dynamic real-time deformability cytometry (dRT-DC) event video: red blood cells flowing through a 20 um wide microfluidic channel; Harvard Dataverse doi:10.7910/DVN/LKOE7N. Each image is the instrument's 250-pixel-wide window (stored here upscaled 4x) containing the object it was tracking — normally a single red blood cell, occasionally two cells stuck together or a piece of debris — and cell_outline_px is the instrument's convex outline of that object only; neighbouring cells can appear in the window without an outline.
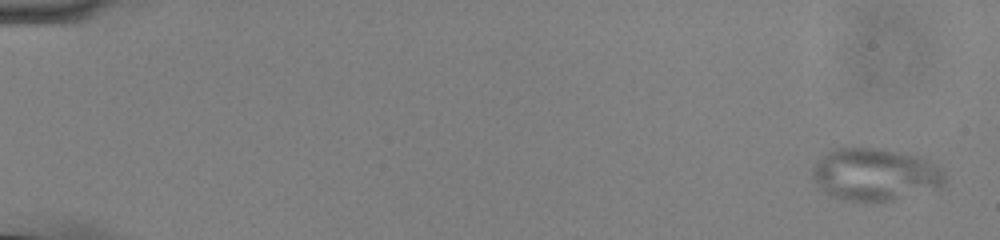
{"species": "common noctule bat (a hibernating species)", "species_latin": "Nyctalus noctula", "temperature_condition": "cold", "stored_images_in_passage": 8, "camera_frame_rate_fps": 3000, "um_per_image_px": 0.085, "animal": {"sex": "male", "body_mass_g": 13.0, "forearm_length_mm": 53.1}, "frame": {"image": 1, "passage_image": 8, "time_ms": 2.333, "image_size_px": [1000, 240], "cell_outline_px": [[944, 184], [940, 188], [892, 200], [844, 200], [832, 196], [812, 176], [812, 168], [828, 152], [836, 148], [880, 148], [920, 156], [928, 160], [940, 168], [944, 172]], "centroid_in_image_um": [74.44, 14.81], "position_along_channel_um": 10.6, "area_um2": 39.65}}